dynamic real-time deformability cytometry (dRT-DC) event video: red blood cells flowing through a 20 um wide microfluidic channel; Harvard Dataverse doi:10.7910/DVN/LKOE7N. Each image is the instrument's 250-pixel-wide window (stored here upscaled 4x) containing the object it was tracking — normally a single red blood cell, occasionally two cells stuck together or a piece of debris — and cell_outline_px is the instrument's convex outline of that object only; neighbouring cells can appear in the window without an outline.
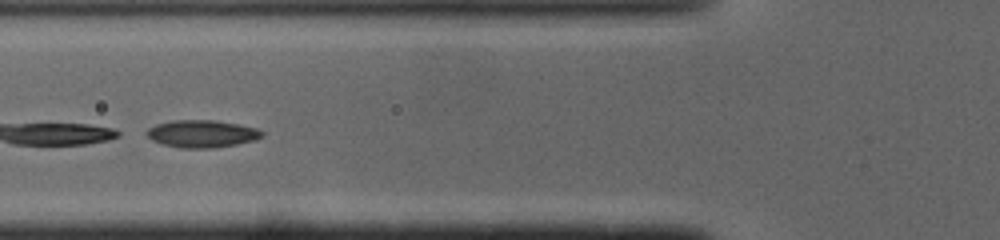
{"species": "common noctule bat (a hibernating species)", "species_latin": "Nyctalus noctula", "temperature_condition": "cold", "stored_images_in_passage": 39, "camera_frame_rate_fps": 3000, "um_per_image_px": 0.085, "animal": {"sex": "male", "body_mass_g": 19.0, "forearm_length_mm": 50.8}, "frame": {"image": 1, "passage_image": 10, "time_ms": 3.0, "image_size_px": [1000, 240], "cell_outline_px": [[264, 136], [256, 140], [236, 144], [212, 148], [180, 148], [164, 144], [152, 140], [144, 132], [148, 128], [156, 124], [172, 120], [216, 120], [240, 124], [256, 128], [264, 132]], "centroid_in_image_um": [17.18, 11.36], "position_along_channel_um": 108.6, "area_um2": 18.55}}
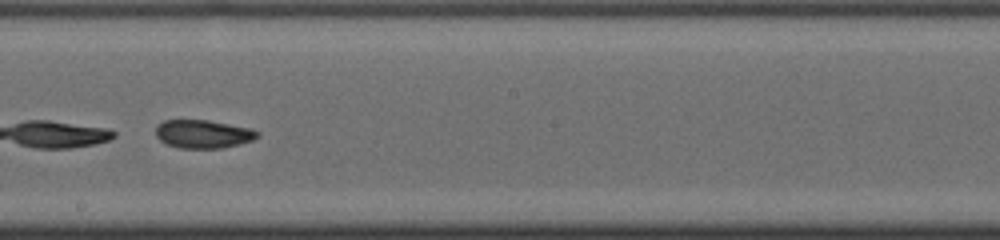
{"frame": {"image": 2, "passage_image": 19, "time_ms": 6.0, "image_size_px": [1000, 240], "cell_outline_px": [[260, 136], [252, 140], [240, 144], [220, 148], [180, 148], [168, 144], [160, 140], [156, 136], [156, 124], [164, 120], [208, 120], [252, 128], [260, 132]], "centroid_in_image_um": [17.28, 11.38], "position_along_channel_um": 230.9, "area_um2": 16.88}}
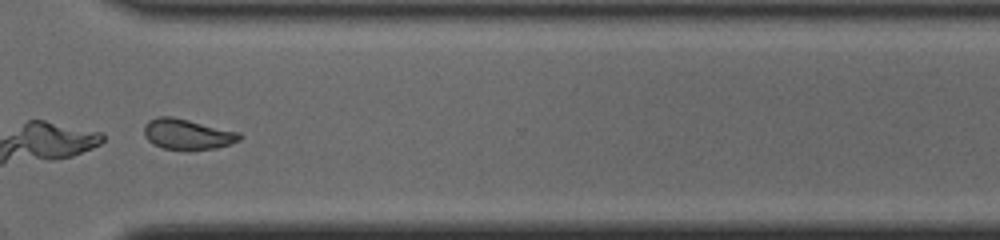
{"frame": {"image": 3, "passage_image": 28, "time_ms": 9.0, "image_size_px": [1000, 240], "cell_outline_px": [[244, 136], [240, 140], [216, 148], [164, 148], [152, 144], [144, 136], [144, 124], [148, 120], [156, 116], [172, 116], [240, 132]], "centroid_in_image_um": [15.9, 11.37], "position_along_channel_um": 354.7, "area_um2": 16.76}, "authors_computed_cell_mechanics": {"area_um2": 18.0914, "velocity_mm_per_s": 4.0975, "shape_relaxation_time_tau1_ms": null, "shape_relaxation_time_tau2_ms": 4.7788, "deformation_change_tau1": null, "deformation_change_tau2": 0.1004}}